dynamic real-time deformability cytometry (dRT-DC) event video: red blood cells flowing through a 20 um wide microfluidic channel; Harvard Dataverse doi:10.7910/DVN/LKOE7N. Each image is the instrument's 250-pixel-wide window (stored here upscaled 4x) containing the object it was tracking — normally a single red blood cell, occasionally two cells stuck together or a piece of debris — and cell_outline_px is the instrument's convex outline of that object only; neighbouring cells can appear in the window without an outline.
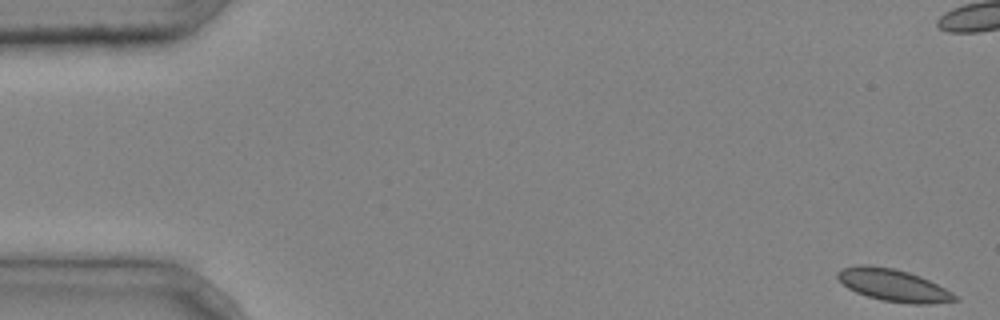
{"species": "common noctule bat (a hibernating species)", "species_latin": "Nyctalus noctula", "temperature_condition": "cold", "stored_images_in_passage": 7, "camera_frame_rate_fps": 3000, "um_per_image_px": 0.085, "animal": {"sex": "male", "body_mass_g": 20.4}, "frame": {"image": 1, "passage_image": 1, "time_ms": 0.0, "image_size_px": [1000, 320], "cell_outline_px": [[960, 300], [928, 304], [912, 304], [880, 300], [856, 292], [848, 288], [836, 276], [836, 272], [844, 268], [860, 264], [868, 264], [892, 268], [908, 272], [920, 276], [952, 292]], "centroid_in_image_um": [75.93, 24.24], "position_along_channel_um": 9.1, "area_um2": 21.85}}